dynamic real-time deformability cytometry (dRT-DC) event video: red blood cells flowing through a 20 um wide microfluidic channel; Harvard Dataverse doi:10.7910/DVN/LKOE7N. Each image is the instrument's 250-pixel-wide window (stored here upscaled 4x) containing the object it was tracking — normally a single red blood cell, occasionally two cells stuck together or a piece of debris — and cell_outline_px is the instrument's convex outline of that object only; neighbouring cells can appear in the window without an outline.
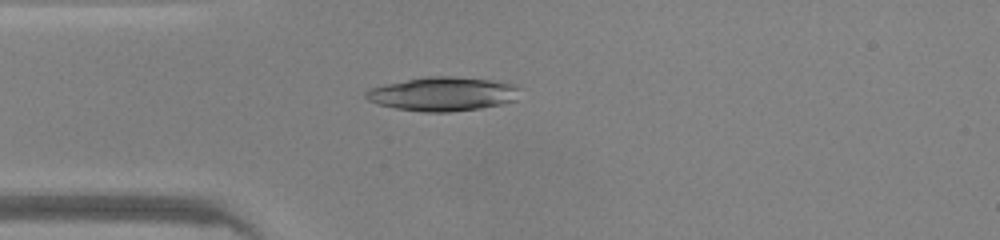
{"species": "common noctule bat (a hibernating species)", "species_latin": "Nyctalus noctula", "temperature_condition": "warm", "stored_images_in_passage": 46, "camera_frame_rate_fps": 3000, "um_per_image_px": 0.085, "animal": {"sex": "male", "body_mass_g": 20.0, "forearm_length_mm": 53.3}, "frame": {"image": 1, "passage_image": 12, "time_ms": 3.667, "image_size_px": [1000, 240], "cell_outline_px": [[520, 88], [516, 100], [500, 104], [480, 108], [448, 112], [424, 112], [396, 108], [376, 104], [368, 100], [364, 96], [364, 92], [368, 88], [384, 84], [424, 76], [452, 76], [492, 80], [516, 84]], "centroid_in_image_um": [37.61, 7.97], "position_along_channel_um": 47.4, "area_um2": 30.69}}
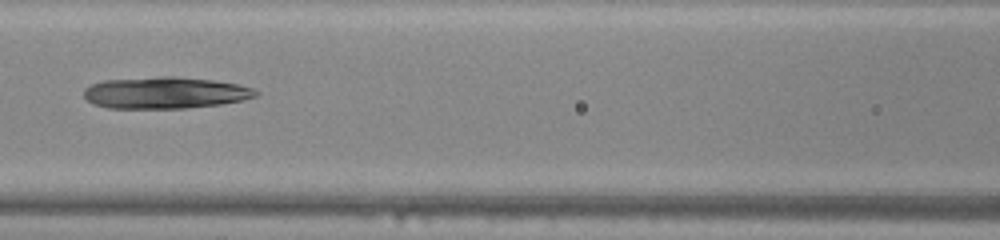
{"frame": {"image": 2, "passage_image": 20, "time_ms": 6.333, "image_size_px": [1000, 240], "cell_outline_px": [[260, 96], [244, 100], [220, 104], [184, 108], [108, 108], [96, 104], [88, 100], [84, 96], [84, 88], [92, 84], [104, 80], [164, 76], [176, 76], [212, 80], [236, 84], [252, 88], [260, 92]], "centroid_in_image_um": [14.07, 7.88], "position_along_channel_um": 152.5, "area_um2": 31.67}}
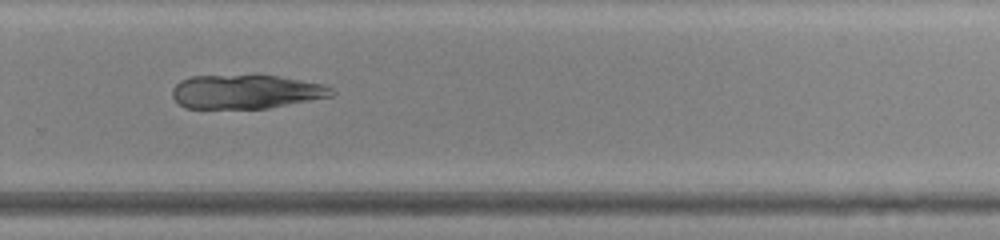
{"frame": {"image": 3, "passage_image": 31, "time_ms": 10.0, "image_size_px": [1000, 240], "cell_outline_px": [[336, 92], [332, 96], [268, 108], [184, 108], [172, 96], [172, 88], [180, 80], [192, 76], [256, 72], [280, 76], [324, 84], [332, 88]], "centroid_in_image_um": [20.91, 7.74], "position_along_channel_um": 308.9, "area_um2": 32.6}}